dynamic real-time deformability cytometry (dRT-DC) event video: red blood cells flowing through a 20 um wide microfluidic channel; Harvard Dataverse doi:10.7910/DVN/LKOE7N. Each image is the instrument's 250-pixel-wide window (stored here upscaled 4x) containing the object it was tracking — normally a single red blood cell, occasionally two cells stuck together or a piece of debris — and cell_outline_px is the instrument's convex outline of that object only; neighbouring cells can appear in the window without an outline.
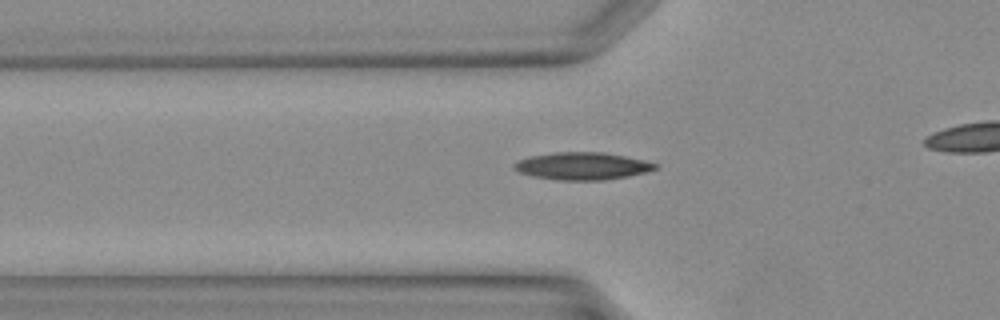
{"species": "Egyptian fruit bat (a non-hibernating species)", "species_latin": "Rousettus aegyptiacus", "temperature_condition": "warm", "stored_images_in_passage": 22, "camera_frame_rate_fps": 3000, "um_per_image_px": 0.085, "animal": {"sex": "female"}, "frame": {"image": 1, "passage_image": 4, "time_ms": 1.0, "image_size_px": [1000, 320], "cell_outline_px": [[660, 168], [648, 172], [628, 176], [604, 180], [560, 180], [532, 176], [520, 172], [512, 168], [512, 164], [516, 160], [528, 156], [556, 152], [604, 152], [644, 160], [660, 164]], "centroid_in_image_um": [49.51, 14.11], "position_along_channel_um": 76.3, "area_um2": 22.83}}
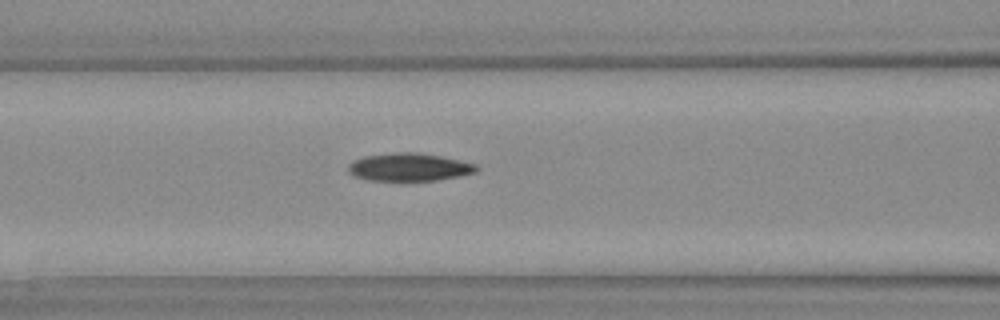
{"frame": {"image": 2, "passage_image": 7, "time_ms": 2.0, "image_size_px": [1000, 320], "cell_outline_px": [[480, 168], [476, 172], [460, 176], [436, 180], [408, 184], [368, 180], [352, 176], [348, 172], [348, 164], [352, 160], [364, 156], [408, 152], [440, 156], [476, 164]], "centroid_in_image_um": [34.73, 14.27], "position_along_channel_um": 131.9, "area_um2": 21.56}}